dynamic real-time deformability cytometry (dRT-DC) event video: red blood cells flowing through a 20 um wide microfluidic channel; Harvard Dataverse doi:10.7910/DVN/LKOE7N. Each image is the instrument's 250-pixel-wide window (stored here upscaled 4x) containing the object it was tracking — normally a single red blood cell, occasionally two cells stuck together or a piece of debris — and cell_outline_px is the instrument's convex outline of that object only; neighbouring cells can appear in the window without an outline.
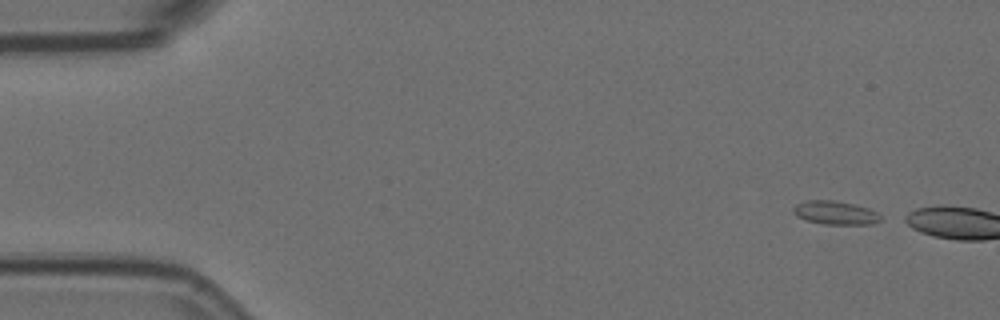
{"species": "Egyptian fruit bat (a non-hibernating species)", "species_latin": "Rousettus aegyptiacus", "temperature_condition": "room temperature", "stored_images_in_passage": 3, "camera_frame_rate_fps": 3000, "um_per_image_px": 0.085, "animal": {"sex": "female"}, "frame": {"image": 1, "passage_image": 1, "time_ms": 0.0, "image_size_px": [1000, 320], "cell_outline_px": [[880, 220], [872, 224], [824, 224], [804, 220], [796, 216], [792, 212], [792, 208], [796, 204], [808, 200], [836, 200], [856, 204], [868, 208], [876, 212], [880, 216]], "centroid_in_image_um": [70.96, 18.07], "position_along_channel_um": 14.0, "area_um2": 12.08}}